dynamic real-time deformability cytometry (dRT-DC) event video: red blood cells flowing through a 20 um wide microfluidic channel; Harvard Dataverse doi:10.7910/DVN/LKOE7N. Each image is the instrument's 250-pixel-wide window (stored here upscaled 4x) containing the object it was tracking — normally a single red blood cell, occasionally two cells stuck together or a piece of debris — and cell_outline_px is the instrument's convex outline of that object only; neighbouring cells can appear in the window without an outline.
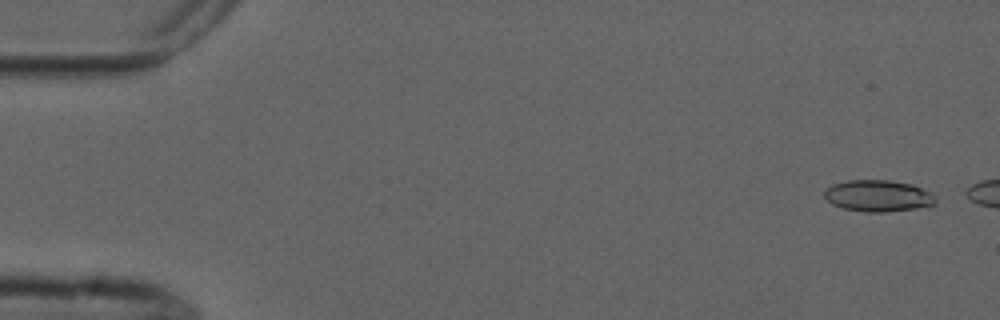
{"species": "common noctule bat (a hibernating species)", "species_latin": "Nyctalus noctula", "temperature_condition": "cold", "stored_images_in_passage": 3, "camera_frame_rate_fps": 3000, "um_per_image_px": 0.085, "animal": {"sex": "male", "forearm_length_mm": 52.5}, "frame": {"image": 1, "passage_image": 1, "time_ms": 0.0, "image_size_px": [1000, 320], "cell_outline_px": [[936, 204], [912, 208], [884, 212], [864, 212], [844, 208], [832, 204], [824, 196], [824, 192], [832, 184], [848, 180], [888, 180], [912, 184], [932, 192], [936, 196]], "centroid_in_image_um": [74.65, 16.63], "position_along_channel_um": 10.3, "area_um2": 20.35}}